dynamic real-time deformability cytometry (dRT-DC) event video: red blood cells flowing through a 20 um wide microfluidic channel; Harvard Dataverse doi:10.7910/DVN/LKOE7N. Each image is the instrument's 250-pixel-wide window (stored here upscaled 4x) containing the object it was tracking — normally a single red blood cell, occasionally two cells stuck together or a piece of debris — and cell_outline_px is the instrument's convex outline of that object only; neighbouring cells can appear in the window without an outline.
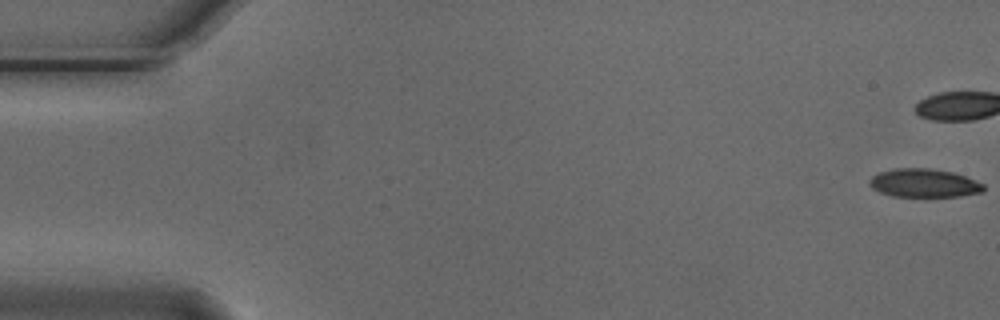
{"species": "Egyptian fruit bat (a non-hibernating species)", "species_latin": "Rousettus aegyptiacus", "temperature_condition": "cold", "stored_images_in_passage": 43, "camera_frame_rate_fps": 3000, "um_per_image_px": 0.085, "animal": {"sex": "male"}, "frame": {"image": 1, "passage_image": 1, "time_ms": 0.0, "image_size_px": [1000, 320], "cell_outline_px": [[984, 192], [960, 196], [892, 196], [880, 192], [872, 188], [868, 184], [868, 180], [872, 176], [880, 172], [896, 168], [928, 168], [952, 172], [964, 176], [984, 184]], "centroid_in_image_um": [78.52, 15.56], "position_along_channel_um": 6.5, "area_um2": 18.84}}